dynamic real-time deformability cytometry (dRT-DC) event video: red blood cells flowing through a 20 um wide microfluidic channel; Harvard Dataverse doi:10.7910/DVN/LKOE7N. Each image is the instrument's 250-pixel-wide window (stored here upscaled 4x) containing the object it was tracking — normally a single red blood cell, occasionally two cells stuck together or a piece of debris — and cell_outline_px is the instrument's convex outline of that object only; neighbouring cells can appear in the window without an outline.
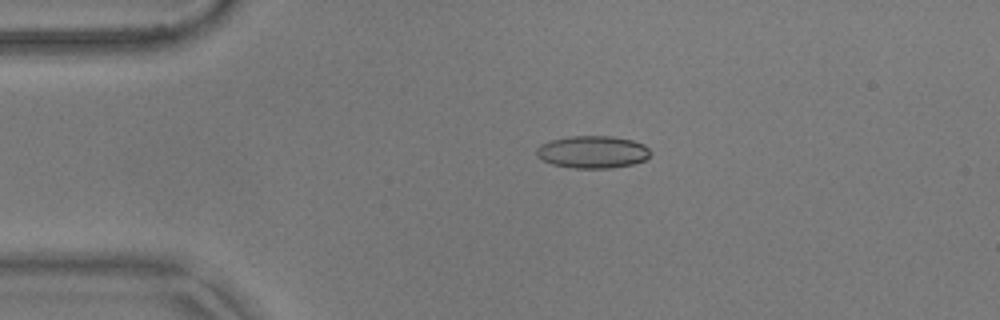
{"species": "common noctule bat (a hibernating species)", "species_latin": "Nyctalus noctula", "temperature_condition": "warm", "stored_images_in_passage": 55, "camera_frame_rate_fps": 3000, "um_per_image_px": 0.085, "animal": {"sex": "male", "body_mass_g": 17.9}, "frame": {"image": 1, "passage_image": 12, "time_ms": 3.667, "image_size_px": [1000, 320], "cell_outline_px": [[652, 152], [644, 160], [632, 164], [612, 168], [572, 168], [552, 164], [536, 156], [536, 148], [540, 144], [552, 140], [568, 136], [612, 136], [632, 140], [644, 144]], "centroid_in_image_um": [50.36, 12.91], "position_along_channel_um": 34.6, "area_um2": 21.56}}
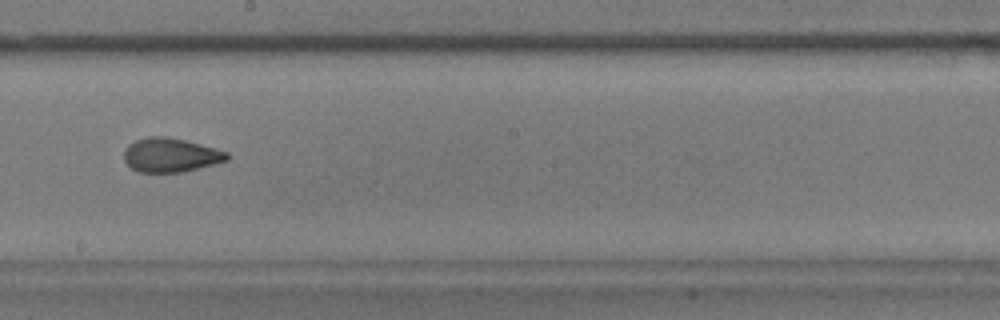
{"frame": {"image": 2, "passage_image": 31, "time_ms": 10.0, "image_size_px": [1000, 320], "cell_outline_px": [[228, 160], [180, 172], [140, 172], [132, 168], [124, 160], [124, 148], [128, 144], [136, 140], [148, 136], [164, 136], [184, 140], [200, 144], [228, 152]], "centroid_in_image_um": [14.46, 13.17], "position_along_channel_um": 233.7, "area_um2": 20.17}}
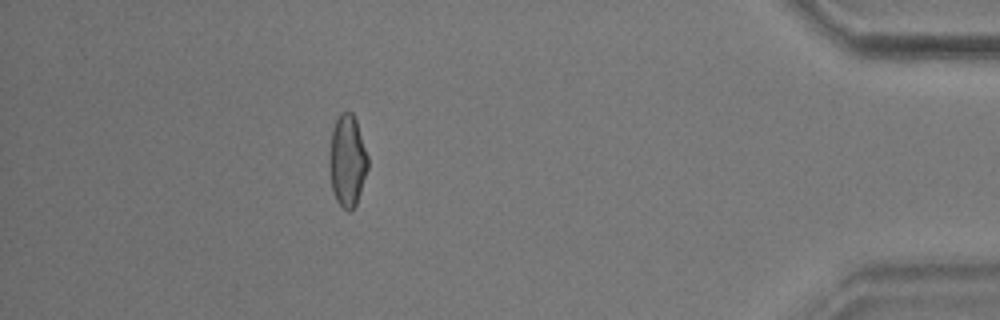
{"frame": {"image": 3, "passage_image": 49, "time_ms": 16.0, "image_size_px": [1000, 320], "cell_outline_px": [[368, 168], [356, 204], [348, 212], [336, 200], [332, 188], [328, 164], [328, 160], [332, 128], [336, 116], [340, 112], [352, 112], [356, 120], [368, 156]], "centroid_in_image_um": [29.5, 13.62], "position_along_channel_um": 405.7, "area_um2": 20.69}, "authors_computed_cell_mechanics": {"area_um2": 20.6346, "velocity_mm_per_s": 3.7074, "shape_relaxation_time_tau1_ms": 3.7529, "shape_relaxation_time_tau2_ms": 1.8088, "deformation_change_tau1": 0.1361, "deformation_change_tau2": 0.0735}}